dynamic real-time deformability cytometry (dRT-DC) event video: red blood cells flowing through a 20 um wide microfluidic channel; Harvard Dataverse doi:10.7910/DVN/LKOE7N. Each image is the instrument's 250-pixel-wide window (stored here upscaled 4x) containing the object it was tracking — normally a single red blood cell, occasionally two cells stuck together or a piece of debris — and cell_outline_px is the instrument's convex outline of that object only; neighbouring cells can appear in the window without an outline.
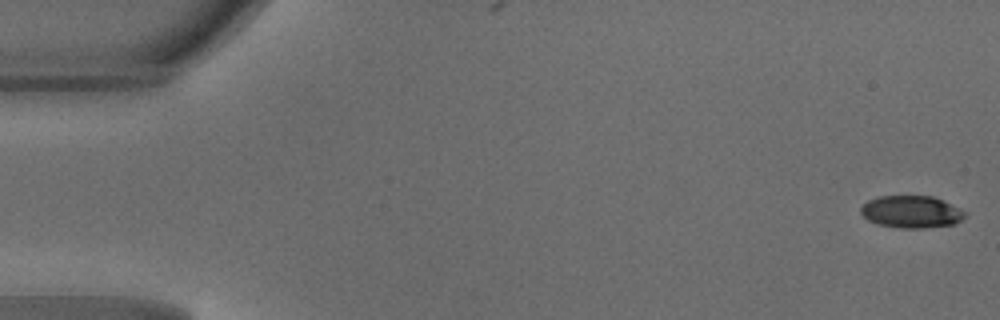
{"species": "common noctule bat (a hibernating species)", "species_latin": "Nyctalus noctula", "temperature_condition": "warm", "stored_images_in_passage": 48, "camera_frame_rate_fps": 3000, "um_per_image_px": 0.085, "animal": {"sex": "male", "body_mass_g": 18.8}, "frame": {"image": 1, "passage_image": 1, "time_ms": 0.0, "image_size_px": [1000, 320], "cell_outline_px": [[968, 212], [960, 220], [952, 224], [924, 228], [900, 228], [880, 224], [868, 220], [860, 212], [860, 208], [868, 200], [880, 196], [932, 196]], "centroid_in_image_um": [77.45, 18.0], "position_along_channel_um": 7.5, "area_um2": 19.31}}
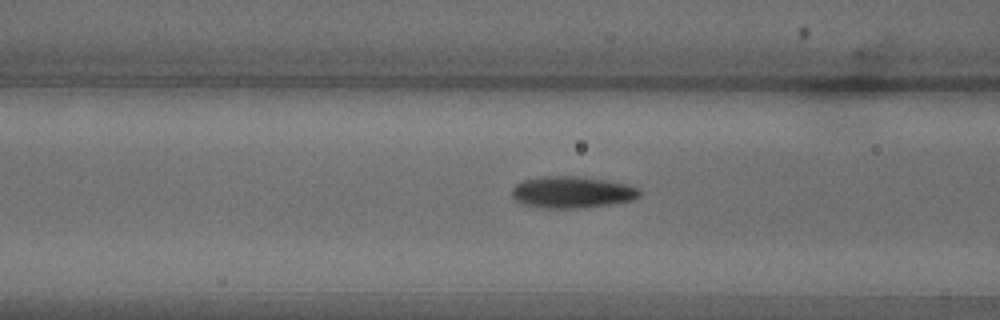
{"frame": {"image": 2, "passage_image": 19, "time_ms": 6.0, "image_size_px": [1000, 320], "cell_outline_px": [[640, 196], [632, 200], [612, 204], [584, 208], [536, 208], [520, 204], [512, 196], [512, 188], [516, 184], [524, 180], [540, 176], [580, 176], [628, 184], [640, 188]], "centroid_in_image_um": [48.61, 16.34], "position_along_channel_um": 118.0, "area_um2": 23.93}}
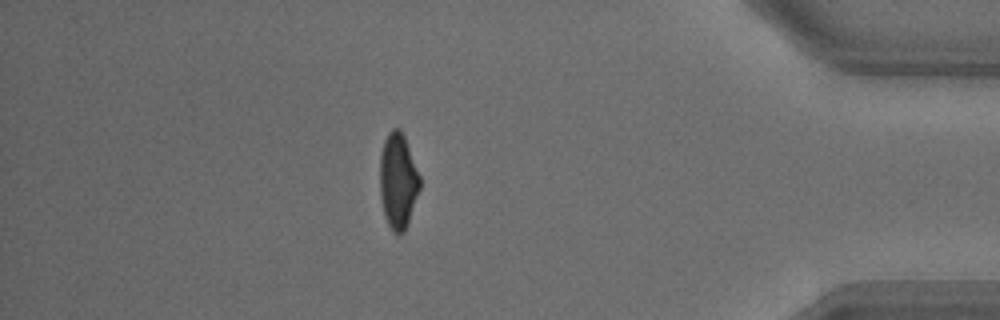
{"frame": {"image": 3, "passage_image": 42, "time_ms": 13.667, "image_size_px": [1000, 320], "cell_outline_px": [[420, 188], [408, 224], [404, 232], [396, 232], [388, 224], [384, 216], [380, 196], [380, 156], [384, 140], [388, 132], [392, 128], [400, 128], [404, 136], [420, 176]], "centroid_in_image_um": [33.83, 15.35], "position_along_channel_um": 401.4, "area_um2": 22.14}, "authors_computed_cell_mechanics": {"area_um2": 22.5131, "velocity_mm_per_s": 4.2162, "shape_relaxation_time_tau1_ms": 3.4041, "shape_relaxation_time_tau2_ms": 2.2711, "deformation_change_tau1": 0.1683, "deformation_change_tau2": 0.0838}}